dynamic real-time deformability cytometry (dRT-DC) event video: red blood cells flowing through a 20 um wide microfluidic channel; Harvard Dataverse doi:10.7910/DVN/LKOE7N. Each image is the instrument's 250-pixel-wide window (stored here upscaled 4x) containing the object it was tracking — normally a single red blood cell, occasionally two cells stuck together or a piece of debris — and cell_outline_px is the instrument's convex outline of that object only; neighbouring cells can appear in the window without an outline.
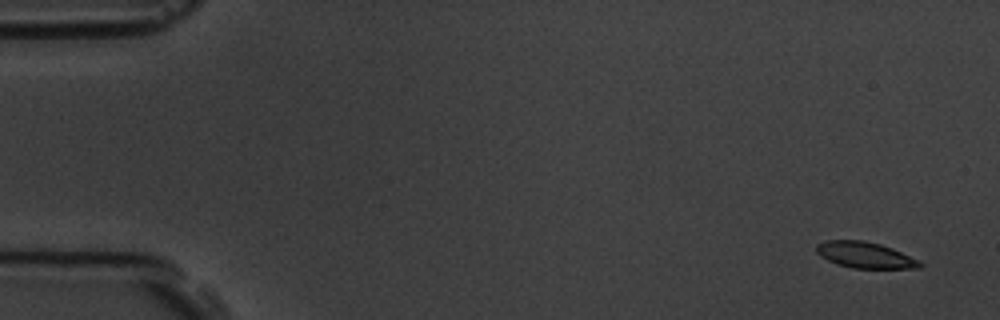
{"species": "common noctule bat (a hibernating species)", "species_latin": "Nyctalus noctula", "temperature_condition": "room temperature", "stored_images_in_passage": 5, "camera_frame_rate_fps": 3000, "um_per_image_px": 0.085, "animal": {"sex": "male", "body_mass_g": 19.5, "forearm_length_mm": 54.6}, "frame": {"image": 1, "passage_image": 1, "time_ms": 0.0, "image_size_px": [1000, 320], "cell_outline_px": [[924, 264], [920, 268], [852, 268], [836, 264], [820, 256], [816, 252], [816, 244], [824, 240], [864, 240], [880, 244], [892, 248], [920, 260]], "centroid_in_image_um": [73.52, 21.67], "position_along_channel_um": 11.5, "area_um2": 15.9}}
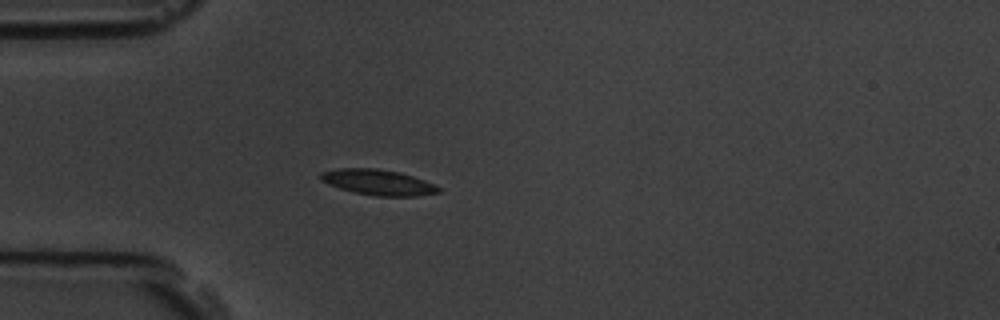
{"frame": {"image": 2, "passage_image": 5, "time_ms": 4.333, "image_size_px": [1000, 320], "cell_outline_px": [[440, 192], [416, 196], [376, 196], [356, 192], [340, 188], [328, 184], [320, 180], [320, 172], [340, 168], [376, 168], [400, 172], [424, 180], [440, 188]], "centroid_in_image_um": [32.12, 15.49], "position_along_channel_um": 52.9, "area_um2": 17.4}}